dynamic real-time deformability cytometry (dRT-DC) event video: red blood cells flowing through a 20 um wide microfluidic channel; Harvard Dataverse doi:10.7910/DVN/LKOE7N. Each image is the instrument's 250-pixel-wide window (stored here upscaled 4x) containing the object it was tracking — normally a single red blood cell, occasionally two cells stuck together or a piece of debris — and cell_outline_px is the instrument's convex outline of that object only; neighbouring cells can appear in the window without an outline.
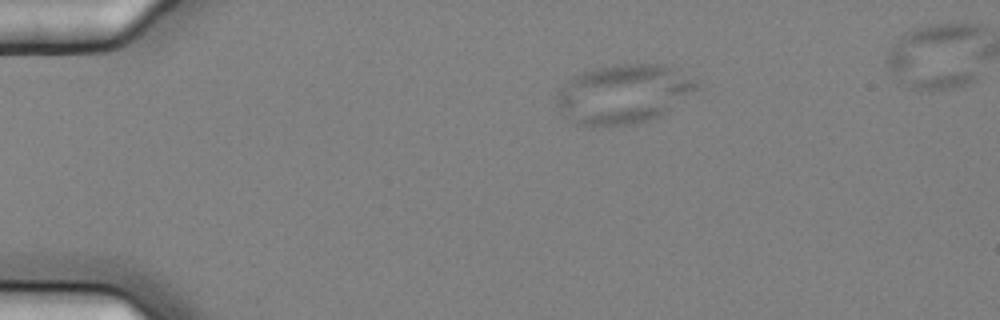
{"species": "common noctule bat (a hibernating species)", "species_latin": "Nyctalus noctula", "temperature_condition": "cold", "stored_images_in_passage": 7, "camera_frame_rate_fps": 3000, "um_per_image_px": 0.085, "animal": {"sex": "female", "body_mass_g": 25.1}, "frame": {"image": 1, "passage_image": 7, "time_ms": 2.0, "image_size_px": [1000, 320], "cell_outline_px": [[700, 88], [664, 112], [648, 120], [632, 124], [576, 124], [556, 104], [556, 92], [572, 76], [596, 68], [612, 64], [664, 64], [700, 80]], "centroid_in_image_um": [53.03, 7.93], "position_along_channel_um": 32.0, "area_um2": 47.57}}